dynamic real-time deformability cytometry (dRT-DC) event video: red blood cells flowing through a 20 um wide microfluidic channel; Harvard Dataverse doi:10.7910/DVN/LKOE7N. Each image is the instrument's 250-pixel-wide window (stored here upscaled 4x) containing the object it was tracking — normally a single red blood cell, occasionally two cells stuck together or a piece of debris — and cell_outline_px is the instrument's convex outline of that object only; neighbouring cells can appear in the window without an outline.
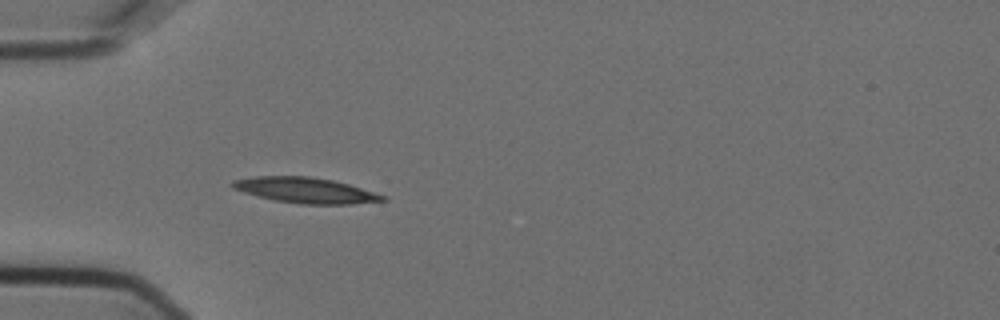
{"species": "Egyptian fruit bat (a non-hibernating species)", "species_latin": "Rousettus aegyptiacus", "temperature_condition": "cold", "stored_images_in_passage": 5, "camera_frame_rate_fps": 3000, "um_per_image_px": 0.085, "animal": {"sex": "female"}, "frame": {"image": 1, "passage_image": 5, "time_ms": 1.333, "image_size_px": [1000, 320], "cell_outline_px": [[388, 200], [352, 204], [300, 204], [272, 200], [244, 192], [232, 188], [232, 180], [256, 176], [308, 176], [332, 180], [348, 184], [388, 196]], "centroid_in_image_um": [25.99, 16.18], "position_along_channel_um": 59.0, "area_um2": 22.37}}